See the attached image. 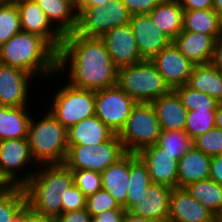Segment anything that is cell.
Returning <instances> with one entry per match:
<instances>
[{
  "mask_svg": "<svg viewBox=\"0 0 222 222\" xmlns=\"http://www.w3.org/2000/svg\"><path fill=\"white\" fill-rule=\"evenodd\" d=\"M117 69L101 38L76 31L64 35L58 51L57 73L60 76L66 72L70 85L93 91L112 87L117 84Z\"/></svg>",
  "mask_w": 222,
  "mask_h": 222,
  "instance_id": "obj_1",
  "label": "cell"
},
{
  "mask_svg": "<svg viewBox=\"0 0 222 222\" xmlns=\"http://www.w3.org/2000/svg\"><path fill=\"white\" fill-rule=\"evenodd\" d=\"M0 57L2 64L23 69L35 78L57 80L58 52L39 35L21 30L0 45Z\"/></svg>",
  "mask_w": 222,
  "mask_h": 222,
  "instance_id": "obj_2",
  "label": "cell"
},
{
  "mask_svg": "<svg viewBox=\"0 0 222 222\" xmlns=\"http://www.w3.org/2000/svg\"><path fill=\"white\" fill-rule=\"evenodd\" d=\"M74 184V176L64 163L39 165L23 186L27 204L39 214L58 217L62 213L65 190Z\"/></svg>",
  "mask_w": 222,
  "mask_h": 222,
  "instance_id": "obj_3",
  "label": "cell"
},
{
  "mask_svg": "<svg viewBox=\"0 0 222 222\" xmlns=\"http://www.w3.org/2000/svg\"><path fill=\"white\" fill-rule=\"evenodd\" d=\"M45 111L40 120L31 117L27 137L30 150L38 165L62 164L68 152L67 129L50 111Z\"/></svg>",
  "mask_w": 222,
  "mask_h": 222,
  "instance_id": "obj_4",
  "label": "cell"
},
{
  "mask_svg": "<svg viewBox=\"0 0 222 222\" xmlns=\"http://www.w3.org/2000/svg\"><path fill=\"white\" fill-rule=\"evenodd\" d=\"M136 103H151L168 94L171 88L151 60L117 69V84Z\"/></svg>",
  "mask_w": 222,
  "mask_h": 222,
  "instance_id": "obj_5",
  "label": "cell"
},
{
  "mask_svg": "<svg viewBox=\"0 0 222 222\" xmlns=\"http://www.w3.org/2000/svg\"><path fill=\"white\" fill-rule=\"evenodd\" d=\"M160 133V123L151 103H136L117 135L125 152L138 154L156 144Z\"/></svg>",
  "mask_w": 222,
  "mask_h": 222,
  "instance_id": "obj_6",
  "label": "cell"
},
{
  "mask_svg": "<svg viewBox=\"0 0 222 222\" xmlns=\"http://www.w3.org/2000/svg\"><path fill=\"white\" fill-rule=\"evenodd\" d=\"M63 85L54 90L49 111L68 130L82 120L95 116V91L77 88L68 82Z\"/></svg>",
  "mask_w": 222,
  "mask_h": 222,
  "instance_id": "obj_7",
  "label": "cell"
},
{
  "mask_svg": "<svg viewBox=\"0 0 222 222\" xmlns=\"http://www.w3.org/2000/svg\"><path fill=\"white\" fill-rule=\"evenodd\" d=\"M39 165L34 160L28 138L0 140V184L6 187H23L34 175ZM25 172L21 176L20 172ZM34 171V172H33ZM19 174V175H18Z\"/></svg>",
  "mask_w": 222,
  "mask_h": 222,
  "instance_id": "obj_8",
  "label": "cell"
},
{
  "mask_svg": "<svg viewBox=\"0 0 222 222\" xmlns=\"http://www.w3.org/2000/svg\"><path fill=\"white\" fill-rule=\"evenodd\" d=\"M125 153L121 140L114 134L103 143L68 147L64 164L70 170H92L102 173Z\"/></svg>",
  "mask_w": 222,
  "mask_h": 222,
  "instance_id": "obj_9",
  "label": "cell"
},
{
  "mask_svg": "<svg viewBox=\"0 0 222 222\" xmlns=\"http://www.w3.org/2000/svg\"><path fill=\"white\" fill-rule=\"evenodd\" d=\"M131 16L122 0H110L108 3L86 8L78 16L76 32L101 38L113 28L129 24Z\"/></svg>",
  "mask_w": 222,
  "mask_h": 222,
  "instance_id": "obj_10",
  "label": "cell"
},
{
  "mask_svg": "<svg viewBox=\"0 0 222 222\" xmlns=\"http://www.w3.org/2000/svg\"><path fill=\"white\" fill-rule=\"evenodd\" d=\"M135 104L117 85L95 91V115L114 134L123 128Z\"/></svg>",
  "mask_w": 222,
  "mask_h": 222,
  "instance_id": "obj_11",
  "label": "cell"
},
{
  "mask_svg": "<svg viewBox=\"0 0 222 222\" xmlns=\"http://www.w3.org/2000/svg\"><path fill=\"white\" fill-rule=\"evenodd\" d=\"M34 78V79H33ZM35 77L18 67L0 66V106L29 107L30 81ZM29 97V98H28Z\"/></svg>",
  "mask_w": 222,
  "mask_h": 222,
  "instance_id": "obj_12",
  "label": "cell"
},
{
  "mask_svg": "<svg viewBox=\"0 0 222 222\" xmlns=\"http://www.w3.org/2000/svg\"><path fill=\"white\" fill-rule=\"evenodd\" d=\"M129 25L135 36L139 53L145 60H151L172 43V40L155 25L149 13L133 14Z\"/></svg>",
  "mask_w": 222,
  "mask_h": 222,
  "instance_id": "obj_13",
  "label": "cell"
},
{
  "mask_svg": "<svg viewBox=\"0 0 222 222\" xmlns=\"http://www.w3.org/2000/svg\"><path fill=\"white\" fill-rule=\"evenodd\" d=\"M101 40L117 68L134 65L144 60L129 24L113 28L104 34Z\"/></svg>",
  "mask_w": 222,
  "mask_h": 222,
  "instance_id": "obj_14",
  "label": "cell"
},
{
  "mask_svg": "<svg viewBox=\"0 0 222 222\" xmlns=\"http://www.w3.org/2000/svg\"><path fill=\"white\" fill-rule=\"evenodd\" d=\"M16 6L21 30L43 37L58 52L64 36L51 24L35 0H22Z\"/></svg>",
  "mask_w": 222,
  "mask_h": 222,
  "instance_id": "obj_15",
  "label": "cell"
},
{
  "mask_svg": "<svg viewBox=\"0 0 222 222\" xmlns=\"http://www.w3.org/2000/svg\"><path fill=\"white\" fill-rule=\"evenodd\" d=\"M151 61L171 90L187 84L194 67L173 43L156 54Z\"/></svg>",
  "mask_w": 222,
  "mask_h": 222,
  "instance_id": "obj_16",
  "label": "cell"
},
{
  "mask_svg": "<svg viewBox=\"0 0 222 222\" xmlns=\"http://www.w3.org/2000/svg\"><path fill=\"white\" fill-rule=\"evenodd\" d=\"M146 164L152 183L172 189L177 187L178 161L157 144L146 147L137 154Z\"/></svg>",
  "mask_w": 222,
  "mask_h": 222,
  "instance_id": "obj_17",
  "label": "cell"
},
{
  "mask_svg": "<svg viewBox=\"0 0 222 222\" xmlns=\"http://www.w3.org/2000/svg\"><path fill=\"white\" fill-rule=\"evenodd\" d=\"M217 218L185 188L172 189L168 222H215Z\"/></svg>",
  "mask_w": 222,
  "mask_h": 222,
  "instance_id": "obj_18",
  "label": "cell"
},
{
  "mask_svg": "<svg viewBox=\"0 0 222 222\" xmlns=\"http://www.w3.org/2000/svg\"><path fill=\"white\" fill-rule=\"evenodd\" d=\"M171 191L172 188L168 186L151 183L146 192L147 198L136 201L127 212L158 222H168Z\"/></svg>",
  "mask_w": 222,
  "mask_h": 222,
  "instance_id": "obj_19",
  "label": "cell"
},
{
  "mask_svg": "<svg viewBox=\"0 0 222 222\" xmlns=\"http://www.w3.org/2000/svg\"><path fill=\"white\" fill-rule=\"evenodd\" d=\"M151 105L155 110L161 130H185L187 109L174 90L153 100Z\"/></svg>",
  "mask_w": 222,
  "mask_h": 222,
  "instance_id": "obj_20",
  "label": "cell"
},
{
  "mask_svg": "<svg viewBox=\"0 0 222 222\" xmlns=\"http://www.w3.org/2000/svg\"><path fill=\"white\" fill-rule=\"evenodd\" d=\"M215 40L211 35L181 31L172 43L189 61L196 65L210 62Z\"/></svg>",
  "mask_w": 222,
  "mask_h": 222,
  "instance_id": "obj_21",
  "label": "cell"
},
{
  "mask_svg": "<svg viewBox=\"0 0 222 222\" xmlns=\"http://www.w3.org/2000/svg\"><path fill=\"white\" fill-rule=\"evenodd\" d=\"M130 153L126 152L115 163L101 173L102 188L126 210V198L129 187Z\"/></svg>",
  "mask_w": 222,
  "mask_h": 222,
  "instance_id": "obj_22",
  "label": "cell"
},
{
  "mask_svg": "<svg viewBox=\"0 0 222 222\" xmlns=\"http://www.w3.org/2000/svg\"><path fill=\"white\" fill-rule=\"evenodd\" d=\"M211 157L192 147L178 161L177 187L209 179Z\"/></svg>",
  "mask_w": 222,
  "mask_h": 222,
  "instance_id": "obj_23",
  "label": "cell"
},
{
  "mask_svg": "<svg viewBox=\"0 0 222 222\" xmlns=\"http://www.w3.org/2000/svg\"><path fill=\"white\" fill-rule=\"evenodd\" d=\"M51 24L64 36L77 29L76 7L68 0H35Z\"/></svg>",
  "mask_w": 222,
  "mask_h": 222,
  "instance_id": "obj_24",
  "label": "cell"
},
{
  "mask_svg": "<svg viewBox=\"0 0 222 222\" xmlns=\"http://www.w3.org/2000/svg\"><path fill=\"white\" fill-rule=\"evenodd\" d=\"M113 135L114 133L95 115L82 120L67 130L68 147L103 143Z\"/></svg>",
  "mask_w": 222,
  "mask_h": 222,
  "instance_id": "obj_25",
  "label": "cell"
},
{
  "mask_svg": "<svg viewBox=\"0 0 222 222\" xmlns=\"http://www.w3.org/2000/svg\"><path fill=\"white\" fill-rule=\"evenodd\" d=\"M183 8L179 0H162L149 14L172 41L183 30Z\"/></svg>",
  "mask_w": 222,
  "mask_h": 222,
  "instance_id": "obj_26",
  "label": "cell"
},
{
  "mask_svg": "<svg viewBox=\"0 0 222 222\" xmlns=\"http://www.w3.org/2000/svg\"><path fill=\"white\" fill-rule=\"evenodd\" d=\"M28 107L0 106V140L28 137L32 113Z\"/></svg>",
  "mask_w": 222,
  "mask_h": 222,
  "instance_id": "obj_27",
  "label": "cell"
},
{
  "mask_svg": "<svg viewBox=\"0 0 222 222\" xmlns=\"http://www.w3.org/2000/svg\"><path fill=\"white\" fill-rule=\"evenodd\" d=\"M31 210L23 187L0 189V222H25Z\"/></svg>",
  "mask_w": 222,
  "mask_h": 222,
  "instance_id": "obj_28",
  "label": "cell"
},
{
  "mask_svg": "<svg viewBox=\"0 0 222 222\" xmlns=\"http://www.w3.org/2000/svg\"><path fill=\"white\" fill-rule=\"evenodd\" d=\"M186 85L222 102V74L210 62L194 65Z\"/></svg>",
  "mask_w": 222,
  "mask_h": 222,
  "instance_id": "obj_29",
  "label": "cell"
},
{
  "mask_svg": "<svg viewBox=\"0 0 222 222\" xmlns=\"http://www.w3.org/2000/svg\"><path fill=\"white\" fill-rule=\"evenodd\" d=\"M183 30L211 35L215 39L222 38V21L212 9L184 10Z\"/></svg>",
  "mask_w": 222,
  "mask_h": 222,
  "instance_id": "obj_30",
  "label": "cell"
},
{
  "mask_svg": "<svg viewBox=\"0 0 222 222\" xmlns=\"http://www.w3.org/2000/svg\"><path fill=\"white\" fill-rule=\"evenodd\" d=\"M129 179L126 211L135 204L136 201L147 198L146 192L152 183L146 164L137 154L134 153H130Z\"/></svg>",
  "mask_w": 222,
  "mask_h": 222,
  "instance_id": "obj_31",
  "label": "cell"
},
{
  "mask_svg": "<svg viewBox=\"0 0 222 222\" xmlns=\"http://www.w3.org/2000/svg\"><path fill=\"white\" fill-rule=\"evenodd\" d=\"M184 188L216 218L222 215V185L209 178L190 183Z\"/></svg>",
  "mask_w": 222,
  "mask_h": 222,
  "instance_id": "obj_32",
  "label": "cell"
},
{
  "mask_svg": "<svg viewBox=\"0 0 222 222\" xmlns=\"http://www.w3.org/2000/svg\"><path fill=\"white\" fill-rule=\"evenodd\" d=\"M174 91L180 97L187 111L207 110L216 111L219 102L212 96L188 87L186 84L176 87Z\"/></svg>",
  "mask_w": 222,
  "mask_h": 222,
  "instance_id": "obj_33",
  "label": "cell"
},
{
  "mask_svg": "<svg viewBox=\"0 0 222 222\" xmlns=\"http://www.w3.org/2000/svg\"><path fill=\"white\" fill-rule=\"evenodd\" d=\"M156 144L173 155L177 160H179L193 145L192 139L187 135L185 130H161Z\"/></svg>",
  "mask_w": 222,
  "mask_h": 222,
  "instance_id": "obj_34",
  "label": "cell"
},
{
  "mask_svg": "<svg viewBox=\"0 0 222 222\" xmlns=\"http://www.w3.org/2000/svg\"><path fill=\"white\" fill-rule=\"evenodd\" d=\"M21 31L20 15L16 3H0V45Z\"/></svg>",
  "mask_w": 222,
  "mask_h": 222,
  "instance_id": "obj_35",
  "label": "cell"
},
{
  "mask_svg": "<svg viewBox=\"0 0 222 222\" xmlns=\"http://www.w3.org/2000/svg\"><path fill=\"white\" fill-rule=\"evenodd\" d=\"M216 111L191 110L187 111L185 131L193 140L197 136L215 128Z\"/></svg>",
  "mask_w": 222,
  "mask_h": 222,
  "instance_id": "obj_36",
  "label": "cell"
},
{
  "mask_svg": "<svg viewBox=\"0 0 222 222\" xmlns=\"http://www.w3.org/2000/svg\"><path fill=\"white\" fill-rule=\"evenodd\" d=\"M193 146L210 157L221 155L222 130L213 128L192 140Z\"/></svg>",
  "mask_w": 222,
  "mask_h": 222,
  "instance_id": "obj_37",
  "label": "cell"
},
{
  "mask_svg": "<svg viewBox=\"0 0 222 222\" xmlns=\"http://www.w3.org/2000/svg\"><path fill=\"white\" fill-rule=\"evenodd\" d=\"M86 209L91 216H95L107 210L124 208L105 189L101 188L86 197Z\"/></svg>",
  "mask_w": 222,
  "mask_h": 222,
  "instance_id": "obj_38",
  "label": "cell"
},
{
  "mask_svg": "<svg viewBox=\"0 0 222 222\" xmlns=\"http://www.w3.org/2000/svg\"><path fill=\"white\" fill-rule=\"evenodd\" d=\"M74 184L88 197L102 188L101 173L92 170H72Z\"/></svg>",
  "mask_w": 222,
  "mask_h": 222,
  "instance_id": "obj_39",
  "label": "cell"
},
{
  "mask_svg": "<svg viewBox=\"0 0 222 222\" xmlns=\"http://www.w3.org/2000/svg\"><path fill=\"white\" fill-rule=\"evenodd\" d=\"M86 208V196L75 184L65 190L62 213Z\"/></svg>",
  "mask_w": 222,
  "mask_h": 222,
  "instance_id": "obj_40",
  "label": "cell"
},
{
  "mask_svg": "<svg viewBox=\"0 0 222 222\" xmlns=\"http://www.w3.org/2000/svg\"><path fill=\"white\" fill-rule=\"evenodd\" d=\"M161 1L162 0H122L132 15L150 13Z\"/></svg>",
  "mask_w": 222,
  "mask_h": 222,
  "instance_id": "obj_41",
  "label": "cell"
},
{
  "mask_svg": "<svg viewBox=\"0 0 222 222\" xmlns=\"http://www.w3.org/2000/svg\"><path fill=\"white\" fill-rule=\"evenodd\" d=\"M55 219L56 222H92V216L86 208L61 213Z\"/></svg>",
  "mask_w": 222,
  "mask_h": 222,
  "instance_id": "obj_42",
  "label": "cell"
},
{
  "mask_svg": "<svg viewBox=\"0 0 222 222\" xmlns=\"http://www.w3.org/2000/svg\"><path fill=\"white\" fill-rule=\"evenodd\" d=\"M125 209H111L92 216V222H123Z\"/></svg>",
  "mask_w": 222,
  "mask_h": 222,
  "instance_id": "obj_43",
  "label": "cell"
},
{
  "mask_svg": "<svg viewBox=\"0 0 222 222\" xmlns=\"http://www.w3.org/2000/svg\"><path fill=\"white\" fill-rule=\"evenodd\" d=\"M209 178L222 185V156L211 157Z\"/></svg>",
  "mask_w": 222,
  "mask_h": 222,
  "instance_id": "obj_44",
  "label": "cell"
},
{
  "mask_svg": "<svg viewBox=\"0 0 222 222\" xmlns=\"http://www.w3.org/2000/svg\"><path fill=\"white\" fill-rule=\"evenodd\" d=\"M183 10L212 9L213 0H179Z\"/></svg>",
  "mask_w": 222,
  "mask_h": 222,
  "instance_id": "obj_45",
  "label": "cell"
},
{
  "mask_svg": "<svg viewBox=\"0 0 222 222\" xmlns=\"http://www.w3.org/2000/svg\"><path fill=\"white\" fill-rule=\"evenodd\" d=\"M210 63L222 74V38L215 40Z\"/></svg>",
  "mask_w": 222,
  "mask_h": 222,
  "instance_id": "obj_46",
  "label": "cell"
},
{
  "mask_svg": "<svg viewBox=\"0 0 222 222\" xmlns=\"http://www.w3.org/2000/svg\"><path fill=\"white\" fill-rule=\"evenodd\" d=\"M25 222H56V219L54 217L39 214L34 210H31L27 214Z\"/></svg>",
  "mask_w": 222,
  "mask_h": 222,
  "instance_id": "obj_47",
  "label": "cell"
},
{
  "mask_svg": "<svg viewBox=\"0 0 222 222\" xmlns=\"http://www.w3.org/2000/svg\"><path fill=\"white\" fill-rule=\"evenodd\" d=\"M110 0H81L79 5L76 7L77 15L79 16L86 8L98 6L102 3H108Z\"/></svg>",
  "mask_w": 222,
  "mask_h": 222,
  "instance_id": "obj_48",
  "label": "cell"
},
{
  "mask_svg": "<svg viewBox=\"0 0 222 222\" xmlns=\"http://www.w3.org/2000/svg\"><path fill=\"white\" fill-rule=\"evenodd\" d=\"M123 222H158V221L149 218L135 216L126 212Z\"/></svg>",
  "mask_w": 222,
  "mask_h": 222,
  "instance_id": "obj_49",
  "label": "cell"
},
{
  "mask_svg": "<svg viewBox=\"0 0 222 222\" xmlns=\"http://www.w3.org/2000/svg\"><path fill=\"white\" fill-rule=\"evenodd\" d=\"M215 127L222 130V102H220L216 109Z\"/></svg>",
  "mask_w": 222,
  "mask_h": 222,
  "instance_id": "obj_50",
  "label": "cell"
},
{
  "mask_svg": "<svg viewBox=\"0 0 222 222\" xmlns=\"http://www.w3.org/2000/svg\"><path fill=\"white\" fill-rule=\"evenodd\" d=\"M213 9L217 12L222 21V0H213Z\"/></svg>",
  "mask_w": 222,
  "mask_h": 222,
  "instance_id": "obj_51",
  "label": "cell"
},
{
  "mask_svg": "<svg viewBox=\"0 0 222 222\" xmlns=\"http://www.w3.org/2000/svg\"><path fill=\"white\" fill-rule=\"evenodd\" d=\"M71 4H73L75 7H77L81 0H68Z\"/></svg>",
  "mask_w": 222,
  "mask_h": 222,
  "instance_id": "obj_52",
  "label": "cell"
},
{
  "mask_svg": "<svg viewBox=\"0 0 222 222\" xmlns=\"http://www.w3.org/2000/svg\"><path fill=\"white\" fill-rule=\"evenodd\" d=\"M19 1H22V0H1V2H8V3H17Z\"/></svg>",
  "mask_w": 222,
  "mask_h": 222,
  "instance_id": "obj_53",
  "label": "cell"
},
{
  "mask_svg": "<svg viewBox=\"0 0 222 222\" xmlns=\"http://www.w3.org/2000/svg\"><path fill=\"white\" fill-rule=\"evenodd\" d=\"M218 222H222V215L217 218Z\"/></svg>",
  "mask_w": 222,
  "mask_h": 222,
  "instance_id": "obj_54",
  "label": "cell"
}]
</instances>
